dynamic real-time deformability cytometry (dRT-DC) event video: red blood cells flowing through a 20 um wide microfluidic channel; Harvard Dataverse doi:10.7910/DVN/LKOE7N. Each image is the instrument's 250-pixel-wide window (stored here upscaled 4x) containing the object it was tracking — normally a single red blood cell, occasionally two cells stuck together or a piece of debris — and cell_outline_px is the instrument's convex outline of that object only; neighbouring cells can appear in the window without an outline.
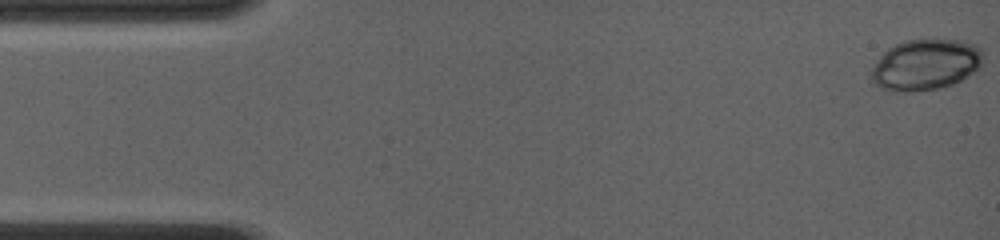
{"species": "common noctule bat (a hibernating species)", "species_latin": "Nyctalus noctula", "temperature_condition": "room temperature", "stored_images_in_passage": 14, "camera_frame_rate_fps": 4000, "um_per_image_px": 0.085, "animal": {"sex": "female", "body_mass_g": 19.0, "forearm_length_mm": 56.7}, "frame": {"image": 1, "passage_image": 1, "time_ms": 0.0, "image_size_px": [1000, 240], "cell_outline_px": [[984, 48], [980, 64], [972, 72], [960, 80], [952, 84], [936, 88], [912, 92], [892, 92], [880, 88], [868, 76], [872, 68], [880, 56], [888, 48], [904, 40], [964, 40], [976, 44]], "centroid_in_image_um": [78.64, 5.49], "position_along_channel_um": 6.4, "area_um2": 33.23}}